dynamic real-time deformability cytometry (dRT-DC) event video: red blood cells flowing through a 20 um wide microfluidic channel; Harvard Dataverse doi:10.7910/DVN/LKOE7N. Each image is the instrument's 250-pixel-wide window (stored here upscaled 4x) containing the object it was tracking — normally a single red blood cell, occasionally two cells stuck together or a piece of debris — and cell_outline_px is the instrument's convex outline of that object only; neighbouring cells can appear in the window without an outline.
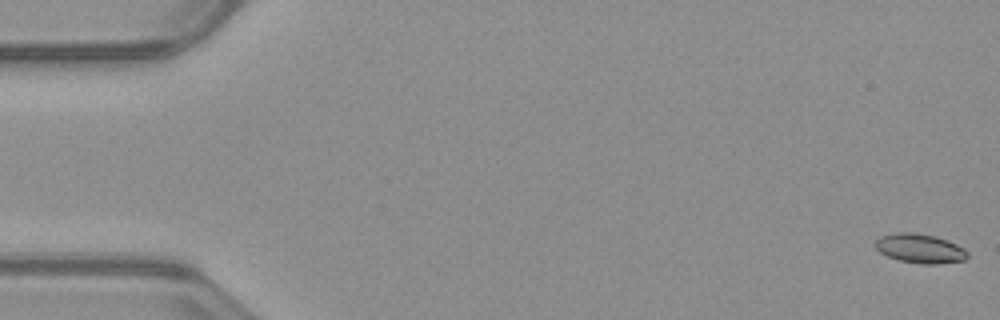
{"species": "common noctule bat (a hibernating species)", "species_latin": "Nyctalus noctula", "temperature_condition": "warm", "stored_images_in_passage": 52, "camera_frame_rate_fps": 3000, "um_per_image_px": 0.085, "animal": {"sex": "male", "body_mass_g": 23.1, "forearm_length_mm": 52.7}, "frame": {"image": 1, "passage_image": 1, "time_ms": 0.0, "image_size_px": [1000, 320], "cell_outline_px": [[968, 256], [964, 260], [936, 264], [920, 264], [900, 260], [888, 256], [880, 252], [872, 244], [880, 236], [896, 232], [912, 232], [936, 236], [956, 244], [964, 248], [968, 252]], "centroid_in_image_um": [78.17, 21.11], "position_along_channel_um": 6.8, "area_um2": 15.78}}
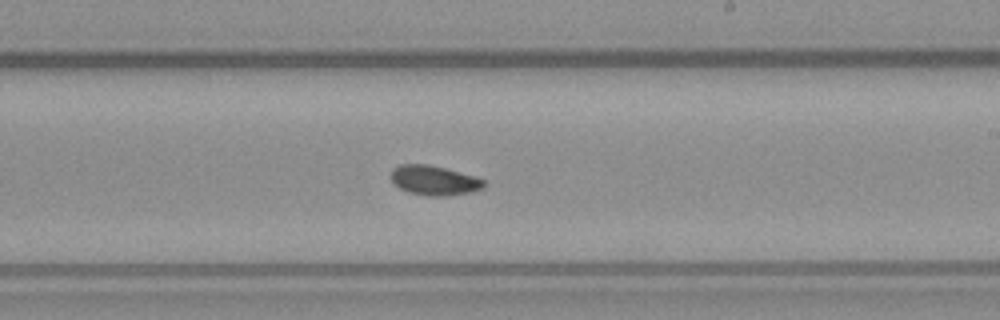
{"frame": {"image": 2, "passage_image": 31, "time_ms": 10.0, "image_size_px": [1000, 320], "cell_outline_px": [[488, 184], [484, 188], [472, 192], [444, 196], [428, 196], [408, 192], [400, 188], [392, 180], [392, 168], [400, 164], [428, 164], [444, 168], [472, 176], [484, 180]], "centroid_in_image_um": [36.92, 15.34], "position_along_channel_um": 252.1, "area_um2": 15.95}}
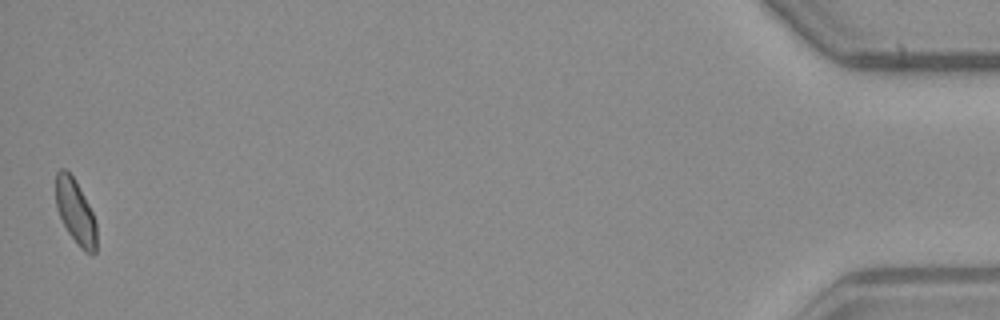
{"frame": {"image": 3, "passage_image": 52, "time_ms": 17.0, "image_size_px": [1000, 320], "cell_outline_px": [[96, 252], [92, 256], [84, 252], [80, 248], [68, 232], [56, 208], [56, 172], [60, 168], [64, 168], [72, 176], [88, 204], [92, 212], [96, 224]], "centroid_in_image_um": [6.42, 18.05], "position_along_channel_um": 428.8, "area_um2": 15.14}}